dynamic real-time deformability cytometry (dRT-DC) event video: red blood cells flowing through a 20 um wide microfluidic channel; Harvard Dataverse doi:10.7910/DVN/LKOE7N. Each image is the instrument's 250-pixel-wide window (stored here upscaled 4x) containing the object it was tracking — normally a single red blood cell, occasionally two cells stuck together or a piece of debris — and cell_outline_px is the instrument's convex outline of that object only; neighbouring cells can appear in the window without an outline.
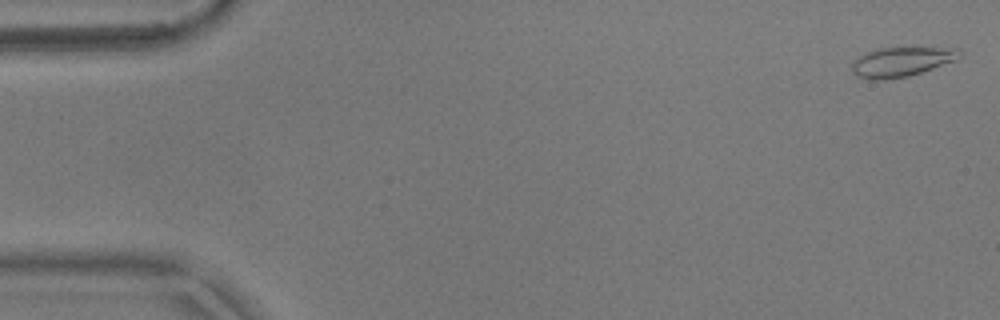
{"species": "common noctule bat (a hibernating species)", "species_latin": "Nyctalus noctula", "temperature_condition": "warm", "stored_images_in_passage": 16, "camera_frame_rate_fps": 3000, "um_per_image_px": 0.085, "animal": {"sex": "male", "body_mass_g": 17.9}, "frame": {"image": 1, "passage_image": 1, "time_ms": 0.0, "image_size_px": [1000, 320], "cell_outline_px": [[964, 52], [956, 60], [908, 76], [884, 80], [872, 80], [860, 76], [852, 72], [852, 60], [876, 48], [956, 48]], "centroid_in_image_um": [76.61, 5.25], "position_along_channel_um": 8.4, "area_um2": 18.32}}